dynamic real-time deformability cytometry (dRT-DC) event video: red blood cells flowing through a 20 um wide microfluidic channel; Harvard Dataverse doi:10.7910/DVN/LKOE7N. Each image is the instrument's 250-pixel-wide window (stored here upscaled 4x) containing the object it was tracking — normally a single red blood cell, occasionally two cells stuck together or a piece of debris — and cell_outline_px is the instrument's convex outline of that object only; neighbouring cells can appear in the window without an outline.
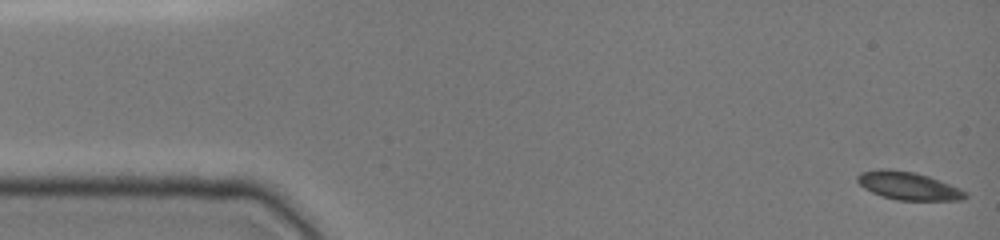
{"species": "common noctule bat (a hibernating species)", "species_latin": "Nyctalus noctula", "temperature_condition": "cold", "stored_images_in_passage": 48, "camera_frame_rate_fps": 3000, "um_per_image_px": 0.085, "animal": {"sex": "female", "body_mass_g": 19.0, "forearm_length_mm": 51.5}, "frame": {"image": 1, "passage_image": 1, "time_ms": 0.0, "image_size_px": [1000, 240], "cell_outline_px": [[968, 196], [964, 200], [896, 200], [880, 196], [864, 188], [856, 180], [856, 176], [860, 172], [880, 168], [916, 172], [928, 176], [960, 188], [968, 192]], "centroid_in_image_um": [77.2, 15.8], "position_along_channel_um": 7.8, "area_um2": 17.74}}
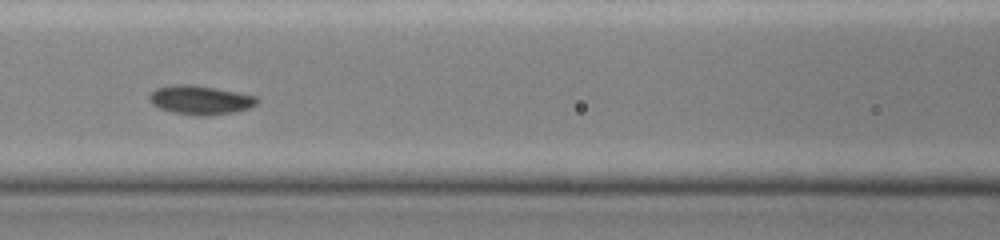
{"frame": {"image": 2, "passage_image": 21, "time_ms": 6.667, "image_size_px": [1000, 240], "cell_outline_px": [[260, 100], [256, 104], [248, 108], [236, 112], [208, 116], [196, 116], [176, 112], [160, 108], [152, 104], [148, 100], [148, 96], [156, 88], [172, 84], [192, 84], [216, 88], [260, 96]], "centroid_in_image_um": [17.06, 8.49], "position_along_channel_um": 149.5, "area_um2": 18.44}}
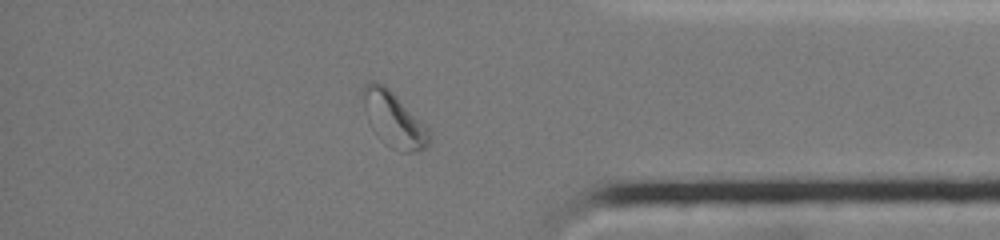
{"frame": {"image": 3, "passage_image": 41, "time_ms": 13.333, "image_size_px": [1000, 240], "cell_outline_px": [[432, 140], [424, 148], [412, 152], [400, 152], [364, 108], [360, 92], [360, 88], [368, 80], [376, 80], [384, 84], [428, 128], [432, 136]], "centroid_in_image_um": [33.53, 10.01], "position_along_channel_um": 401.7, "area_um2": 19.48}, "authors_computed_cell_mechanics": {"area_um2": 17.7157, "velocity_mm_per_s": 3.9198, "shape_relaxation_time_tau1_ms": 3.7438, "shape_relaxation_time_tau2_ms": null, "deformation_change_tau1": 0.1167, "deformation_change_tau2": null}}